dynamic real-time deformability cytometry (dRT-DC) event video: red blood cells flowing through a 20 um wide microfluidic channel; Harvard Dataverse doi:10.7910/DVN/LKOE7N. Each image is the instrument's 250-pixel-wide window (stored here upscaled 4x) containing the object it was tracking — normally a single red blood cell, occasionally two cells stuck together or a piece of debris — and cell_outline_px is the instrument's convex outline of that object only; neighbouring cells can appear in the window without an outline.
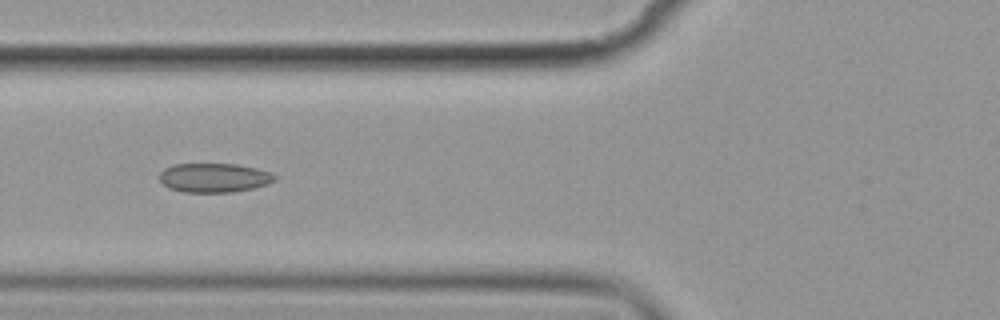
{"species": "common noctule bat (a hibernating species)", "species_latin": "Nyctalus noctula", "temperature_condition": "cold", "stored_images_in_passage": 10, "camera_frame_rate_fps": 3000, "um_per_image_px": 0.085, "animal": {"sex": "female", "body_mass_g": 19.9}, "frame": {"image": 1, "passage_image": 5, "time_ms": 4.667, "image_size_px": [1000, 320], "cell_outline_px": [[276, 180], [252, 188], [232, 192], [184, 192], [168, 188], [160, 180], [160, 172], [164, 168], [172, 164], [236, 164], [256, 168], [272, 172], [276, 176]], "centroid_in_image_um": [18.18, 15.1], "position_along_channel_um": 107.6, "area_um2": 19.54}}
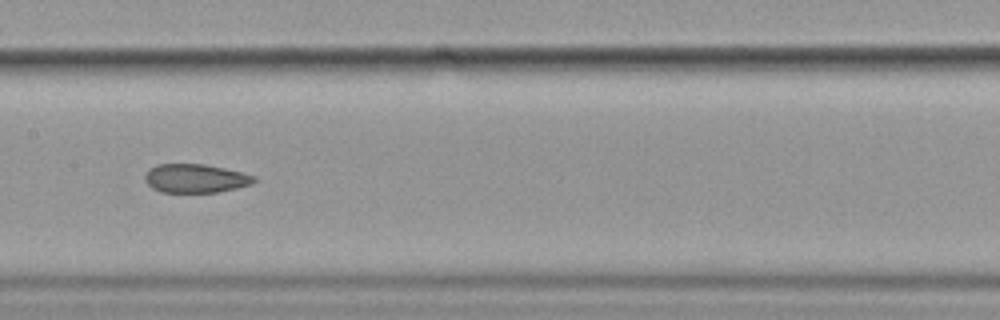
{"frame": {"image": 2, "passage_image": 7, "time_ms": 7.0, "image_size_px": [1000, 320], "cell_outline_px": [[256, 180], [252, 184], [236, 188], [216, 192], [160, 192], [152, 188], [144, 180], [144, 176], [148, 168], [156, 164], [204, 164], [224, 168], [256, 176]], "centroid_in_image_um": [16.58, 15.16], "position_along_channel_um": 190.8, "area_um2": 18.32}}
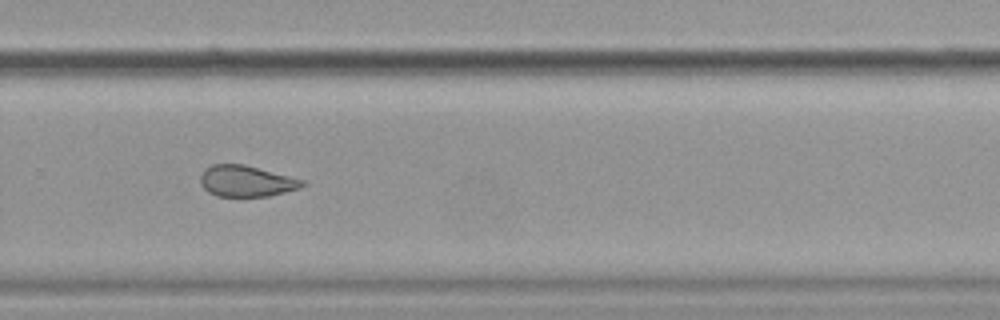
{"frame": {"image": 3, "passage_image": 10, "time_ms": 10.333, "image_size_px": [1000, 320], "cell_outline_px": [[304, 184], [300, 188], [268, 196], [216, 196], [208, 192], [200, 184], [200, 172], [204, 168], [212, 164], [244, 164], [304, 180]], "centroid_in_image_um": [20.87, 15.38], "position_along_channel_um": 308.9, "area_um2": 18.5}}